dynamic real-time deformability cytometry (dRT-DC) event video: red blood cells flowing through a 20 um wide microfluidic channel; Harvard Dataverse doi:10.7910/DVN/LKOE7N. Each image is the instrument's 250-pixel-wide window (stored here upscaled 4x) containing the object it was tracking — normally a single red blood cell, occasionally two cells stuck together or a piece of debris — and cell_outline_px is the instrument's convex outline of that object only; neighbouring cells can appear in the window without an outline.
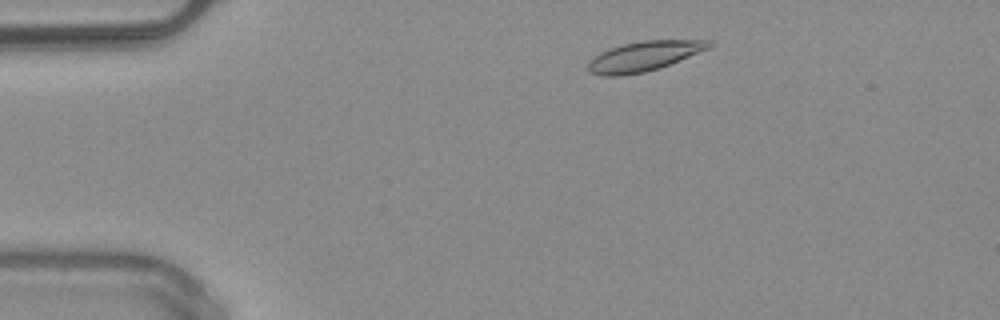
{"species": "common noctule bat (a hibernating species)", "species_latin": "Nyctalus noctula", "temperature_condition": "warm", "stored_images_in_passage": 42, "camera_frame_rate_fps": 3000, "um_per_image_px": 0.085, "animal": {"sex": "male", "body_mass_g": 20.4}, "frame": {"image": 1, "passage_image": 1, "time_ms": 0.0, "image_size_px": [1000, 320], "cell_outline_px": [[716, 44], [712, 48], [660, 68], [644, 72], [620, 76], [604, 76], [588, 72], [588, 64], [600, 52], [624, 44], [644, 40], [712, 40]], "centroid_in_image_um": [54.83, 4.77], "position_along_channel_um": 30.2, "area_um2": 21.1}}
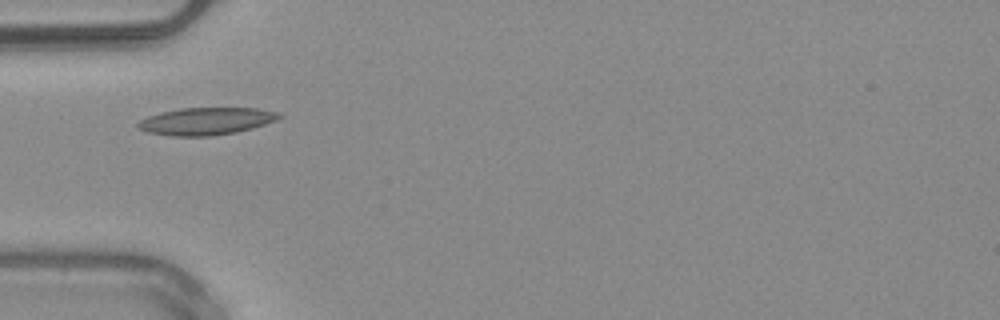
{"frame": {"image": 2, "passage_image": 8, "time_ms": 2.333, "image_size_px": [1000, 320], "cell_outline_px": [[284, 116], [276, 120], [252, 128], [236, 132], [212, 136], [172, 136], [148, 132], [140, 128], [136, 124], [140, 120], [148, 116], [160, 112], [180, 108], [256, 108], [280, 112]], "centroid_in_image_um": [17.55, 10.29], "position_along_channel_um": 67.5, "area_um2": 22.48}}
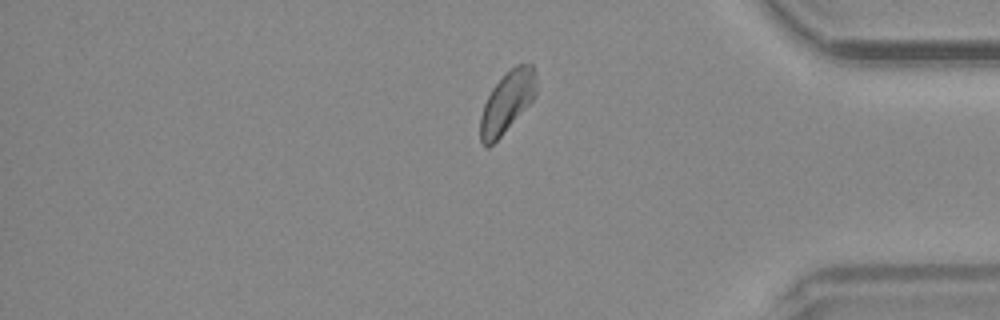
{"frame": {"image": 3, "passage_image": 34, "time_ms": 11.0, "image_size_px": [1000, 320], "cell_outline_px": [[536, 96], [500, 136], [488, 148], [480, 140], [480, 116], [484, 104], [492, 88], [516, 64], [532, 64], [536, 72]], "centroid_in_image_um": [43.11, 8.66], "position_along_channel_um": 392.1, "area_um2": 19.54}}